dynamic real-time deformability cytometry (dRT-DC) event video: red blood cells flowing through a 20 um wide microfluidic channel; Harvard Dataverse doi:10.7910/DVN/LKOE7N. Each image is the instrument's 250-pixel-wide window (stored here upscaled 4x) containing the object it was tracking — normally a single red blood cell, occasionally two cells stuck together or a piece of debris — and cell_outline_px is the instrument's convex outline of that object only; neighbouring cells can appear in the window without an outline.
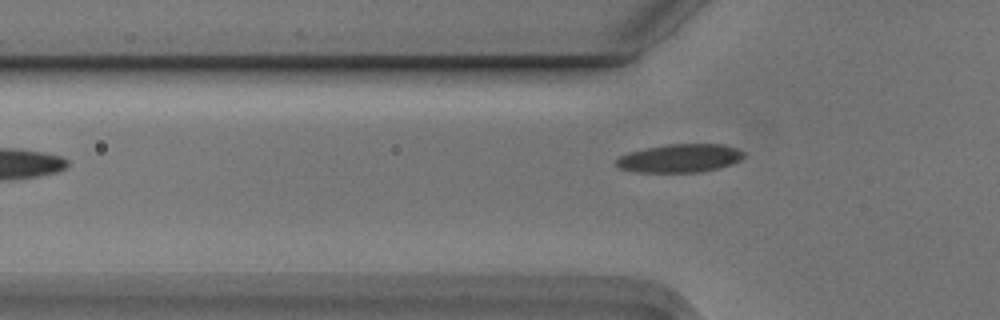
{"species": "Egyptian fruit bat (a non-hibernating species)", "species_latin": "Rousettus aegyptiacus", "temperature_condition": "cold", "stored_images_in_passage": 2, "camera_frame_rate_fps": 3000, "um_per_image_px": 0.085, "animal": {"sex": "male"}, "frame": {"image": 1, "passage_image": 2, "time_ms": 0.333, "image_size_px": [1000, 320], "cell_outline_px": [[744, 156], [740, 160], [732, 164], [716, 168], [696, 172], [640, 172], [620, 168], [616, 164], [616, 160], [620, 156], [628, 152], [668, 144], [724, 144], [736, 148], [744, 152]], "centroid_in_image_um": [57.81, 13.44], "position_along_channel_um": 68.0, "area_um2": 20.81}}